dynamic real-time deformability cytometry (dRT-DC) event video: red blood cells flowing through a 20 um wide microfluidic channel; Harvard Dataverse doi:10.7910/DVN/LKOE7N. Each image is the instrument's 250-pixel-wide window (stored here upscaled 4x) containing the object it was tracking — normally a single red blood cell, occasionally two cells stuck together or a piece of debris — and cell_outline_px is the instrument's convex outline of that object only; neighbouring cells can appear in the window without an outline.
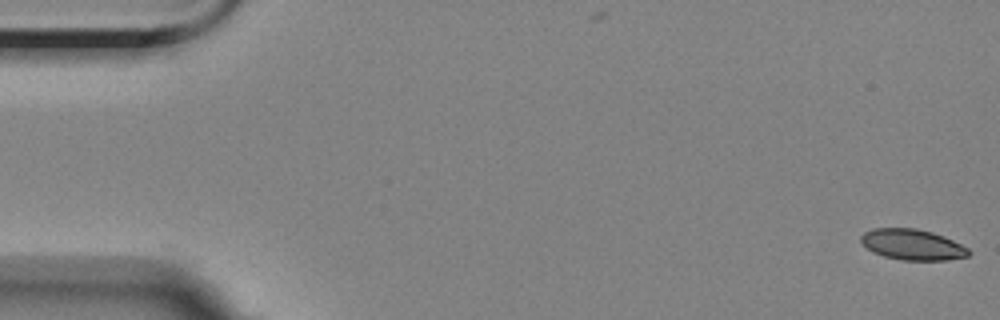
{"species": "Egyptian fruit bat (a non-hibernating species)", "species_latin": "Rousettus aegyptiacus", "temperature_condition": "room temperature", "stored_images_in_passage": 4, "camera_frame_rate_fps": 3000, "um_per_image_px": 0.085, "animal": {"sex": "female"}, "frame": {"image": 1, "passage_image": 1, "time_ms": 0.0, "image_size_px": [1000, 320], "cell_outline_px": [[972, 252], [968, 256], [948, 260], [900, 260], [884, 256], [872, 252], [860, 240], [860, 236], [864, 232], [872, 228], [916, 228], [932, 232], [944, 236], [968, 248]], "centroid_in_image_um": [77.56, 20.79], "position_along_channel_um": 7.4, "area_um2": 19.36}}